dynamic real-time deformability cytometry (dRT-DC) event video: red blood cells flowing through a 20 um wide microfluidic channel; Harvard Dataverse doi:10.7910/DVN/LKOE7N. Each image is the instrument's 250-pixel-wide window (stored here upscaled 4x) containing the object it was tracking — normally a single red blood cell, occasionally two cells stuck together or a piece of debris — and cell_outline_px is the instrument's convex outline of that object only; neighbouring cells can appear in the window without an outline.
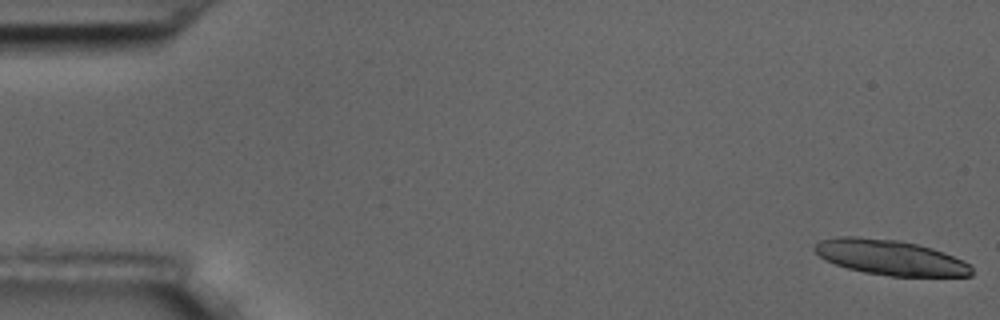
{"species": "common noctule bat (a hibernating species)", "species_latin": "Nyctalus noctula", "temperature_condition": "room temperature", "stored_images_in_passage": 6, "camera_frame_rate_fps": 3000, "um_per_image_px": 0.085, "animal": {"sex": "male", "body_mass_g": 17.5, "forearm_length_mm": 52.3}, "frame": {"image": 1, "passage_image": 1, "time_ms": 0.0, "image_size_px": [1000, 320], "cell_outline_px": [[972, 276], [892, 276], [864, 272], [848, 268], [824, 260], [812, 248], [820, 240], [836, 236], [856, 236], [900, 240], [932, 248], [944, 252], [964, 260], [972, 264]], "centroid_in_image_um": [75.69, 21.87], "position_along_channel_um": 9.3, "area_um2": 32.37}}
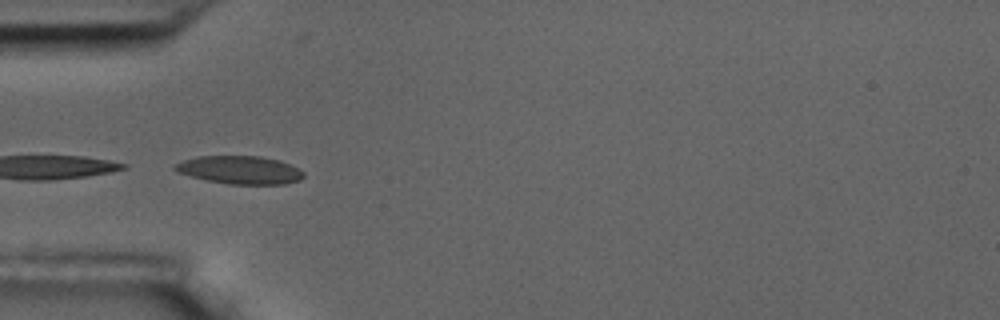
{"frame": {"image": 2, "passage_image": 5, "time_ms": 5.667, "image_size_px": [1000, 320], "cell_outline_px": [[304, 176], [300, 180], [284, 184], [228, 184], [208, 180], [176, 172], [172, 168], [176, 164], [184, 160], [196, 156], [260, 156], [280, 160], [304, 172]], "centroid_in_image_um": [20.38, 14.44], "position_along_channel_um": 64.6, "area_um2": 20.92}}